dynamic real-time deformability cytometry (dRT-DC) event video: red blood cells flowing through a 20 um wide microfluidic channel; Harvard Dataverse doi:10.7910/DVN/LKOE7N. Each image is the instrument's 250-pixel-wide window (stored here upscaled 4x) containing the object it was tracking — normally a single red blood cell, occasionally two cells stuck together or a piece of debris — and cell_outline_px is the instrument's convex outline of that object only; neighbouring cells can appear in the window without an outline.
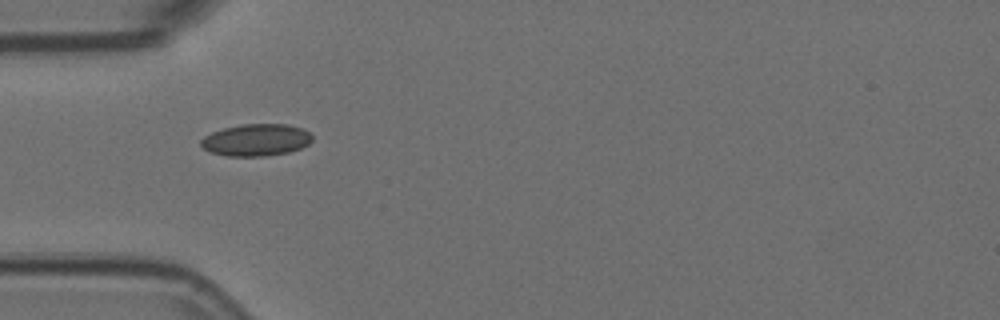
{"species": "Egyptian fruit bat (a non-hibernating species)", "species_latin": "Rousettus aegyptiacus", "temperature_condition": "room temperature", "stored_images_in_passage": 5, "camera_frame_rate_fps": 3000, "um_per_image_px": 0.085, "animal": {"sex": "female"}, "frame": {"image": 1, "passage_image": 5, "time_ms": 1.333, "image_size_px": [1000, 320], "cell_outline_px": [[312, 140], [308, 144], [300, 148], [288, 152], [264, 156], [228, 156], [212, 152], [204, 148], [200, 144], [200, 140], [204, 136], [212, 132], [224, 128], [240, 124], [288, 124], [304, 128], [312, 136]], "centroid_in_image_um": [21.78, 11.88], "position_along_channel_um": 63.2, "area_um2": 20.75}}